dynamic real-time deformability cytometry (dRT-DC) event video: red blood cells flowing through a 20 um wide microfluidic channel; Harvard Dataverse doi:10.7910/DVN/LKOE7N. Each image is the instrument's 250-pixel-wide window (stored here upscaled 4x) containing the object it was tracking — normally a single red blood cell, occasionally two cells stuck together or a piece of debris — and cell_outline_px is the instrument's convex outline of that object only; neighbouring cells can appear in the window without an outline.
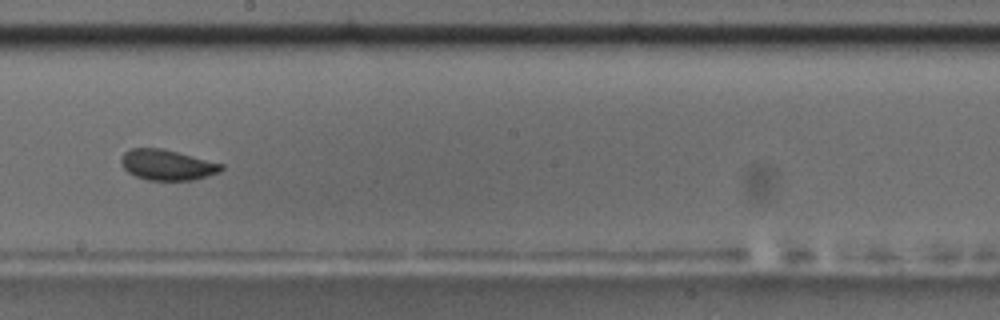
{"species": "common noctule bat (a hibernating species)", "species_latin": "Nyctalus noctula", "temperature_condition": "room temperature", "stored_images_in_passage": 57, "camera_frame_rate_fps": 3000, "um_per_image_px": 0.085, "animal": {"sex": "male", "body_mass_g": 17.5, "forearm_length_mm": 52.3}, "frame": {"image": 1, "passage_image": 32, "time_ms": 10.333, "image_size_px": [1000, 320], "cell_outline_px": [[224, 168], [220, 172], [208, 176], [192, 180], [148, 180], [136, 176], [128, 172], [120, 164], [120, 156], [128, 148], [160, 148], [224, 164]], "centroid_in_image_um": [14.18, 14.01], "position_along_channel_um": 234.0, "area_um2": 17.86}}
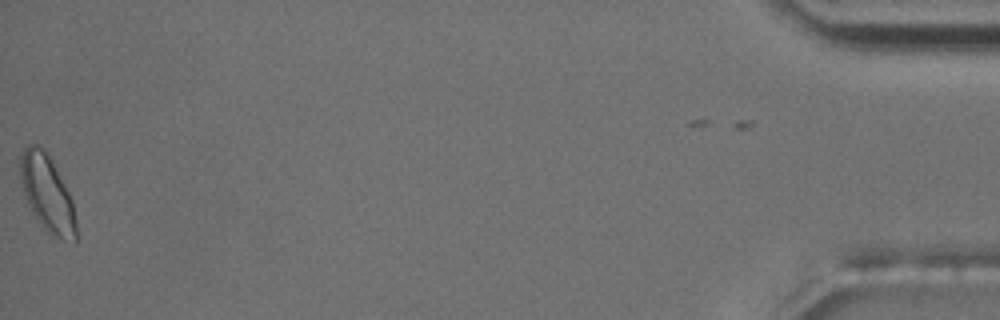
{"frame": {"image": 2, "passage_image": 56, "time_ms": 18.333, "image_size_px": [1000, 320], "cell_outline_px": [[76, 244], [52, 236], [40, 224], [24, 192], [20, 180], [20, 152], [28, 144], [40, 144], [44, 148], [68, 192], [72, 200], [76, 224]], "centroid_in_image_um": [4.01, 16.44], "position_along_channel_um": 431.2, "area_um2": 24.45}, "authors_computed_cell_mechanics": {"area_um2": 18.3804, "velocity_mm_per_s": 3.6655, "shape_relaxation_time_tau1_ms": 2.8822, "shape_relaxation_time_tau2_ms": 2.5606, "deformation_change_tau1": 0.0713, "deformation_change_tau2": 0.0583}}